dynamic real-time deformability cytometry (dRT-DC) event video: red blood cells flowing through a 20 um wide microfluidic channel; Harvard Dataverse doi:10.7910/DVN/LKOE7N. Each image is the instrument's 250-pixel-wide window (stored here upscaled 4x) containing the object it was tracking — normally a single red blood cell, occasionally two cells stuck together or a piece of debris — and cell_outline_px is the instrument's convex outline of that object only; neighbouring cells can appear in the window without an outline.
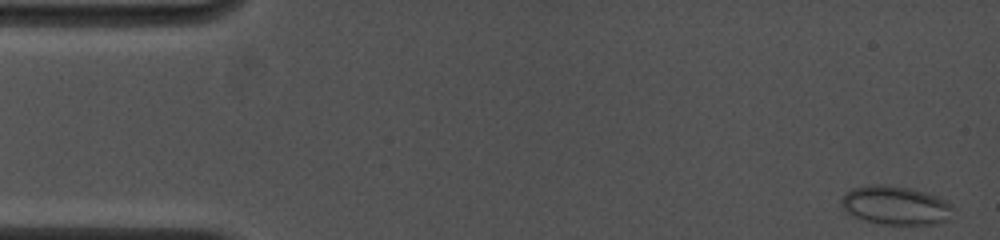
{"species": "common noctule bat (a hibernating species)", "species_latin": "Nyctalus noctula", "temperature_condition": "cold", "stored_images_in_passage": 49, "camera_frame_rate_fps": 4500, "um_per_image_px": 0.085, "animal": {"sex": "female", "body_mass_g": 19.0, "forearm_length_mm": 53.3}, "frame": {"image": 1, "passage_image": 1, "time_ms": 0.0, "image_size_px": [1000, 240], "cell_outline_px": [[952, 208], [948, 220], [936, 224], [884, 224], [864, 220], [848, 212], [844, 208], [840, 200], [844, 192], [852, 188], [872, 184], [884, 184], [908, 188], [924, 192], [936, 196], [952, 204]], "centroid_in_image_um": [76.1, 17.44], "position_along_channel_um": 8.9, "area_um2": 24.97}}
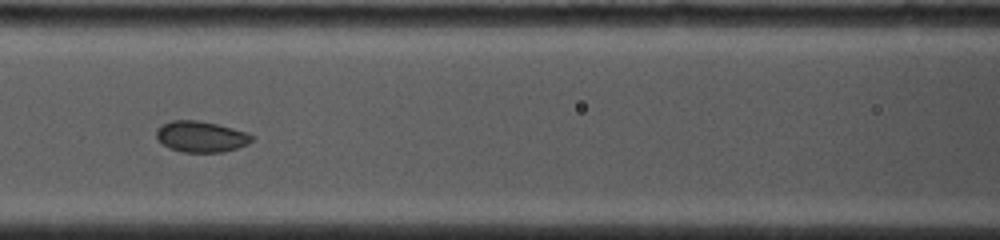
{"frame": {"image": 2, "passage_image": 22, "time_ms": 6.667, "image_size_px": [1000, 240], "cell_outline_px": [[256, 136], [248, 144], [224, 152], [180, 152], [168, 148], [156, 136], [156, 132], [164, 124], [172, 120], [196, 120], [216, 124], [248, 132]], "centroid_in_image_um": [17.13, 11.62], "position_along_channel_um": 149.5, "area_um2": 17.17}}
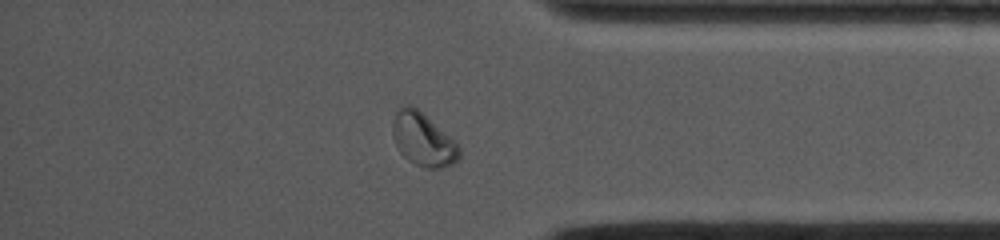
{"frame": {"image": 3, "passage_image": 42, "time_ms": 13.111, "image_size_px": [1000, 240], "cell_outline_px": [[460, 160], [452, 164], [440, 168], [424, 168], [412, 164], [400, 152], [396, 144], [392, 132], [392, 120], [396, 112], [404, 104], [416, 108], [456, 140], [460, 148]], "centroid_in_image_um": [35.98, 11.88], "position_along_channel_um": 399.2, "area_um2": 20.75}}